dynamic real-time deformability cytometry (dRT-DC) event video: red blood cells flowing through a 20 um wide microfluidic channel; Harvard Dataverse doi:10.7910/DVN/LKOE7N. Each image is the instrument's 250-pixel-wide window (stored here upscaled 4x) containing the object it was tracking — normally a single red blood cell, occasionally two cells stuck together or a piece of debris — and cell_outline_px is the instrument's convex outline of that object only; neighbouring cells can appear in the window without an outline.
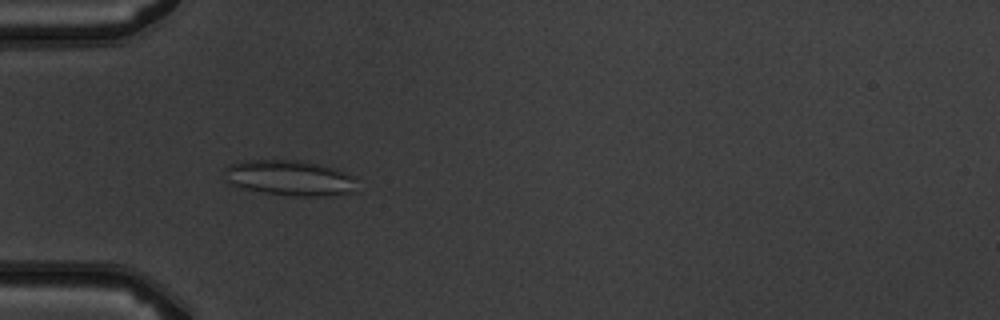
{"species": "common noctule bat (a hibernating species)", "species_latin": "Nyctalus noctula", "temperature_condition": "warm", "stored_images_in_passage": 8, "camera_frame_rate_fps": 3000, "um_per_image_px": 0.085, "animal": {"sex": "male", "body_mass_g": 19.5, "forearm_length_mm": 54.6}, "frame": {"image": 1, "passage_image": 4, "time_ms": 3.333, "image_size_px": [1000, 320], "cell_outline_px": [[356, 192], [332, 196], [292, 196], [264, 192], [244, 188], [228, 184], [224, 180], [224, 168], [228, 164], [244, 160], [300, 160], [320, 164], [336, 168], [356, 176]], "centroid_in_image_um": [24.65, 15.12], "position_along_channel_um": 60.4, "area_um2": 28.03}}
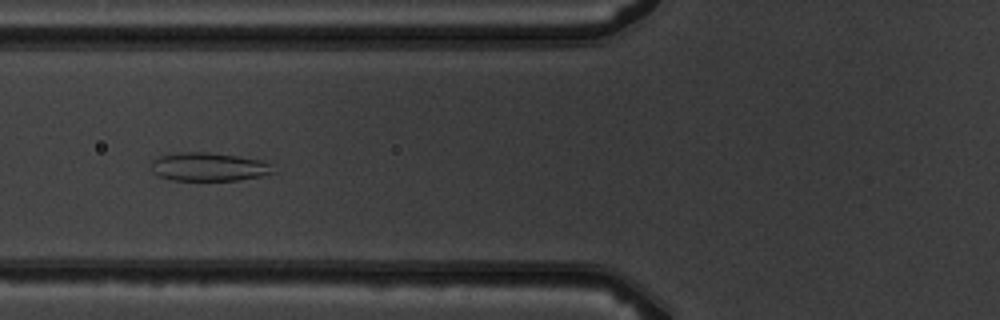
{"frame": {"image": 2, "passage_image": 5, "time_ms": 4.667, "image_size_px": [1000, 320], "cell_outline_px": [[276, 172], [260, 176], [236, 180], [172, 180], [160, 176], [152, 172], [152, 160], [160, 156], [180, 152], [208, 152], [264, 160], [272, 164]], "centroid_in_image_um": [17.78, 14.18], "position_along_channel_um": 108.0, "area_um2": 20.23}}
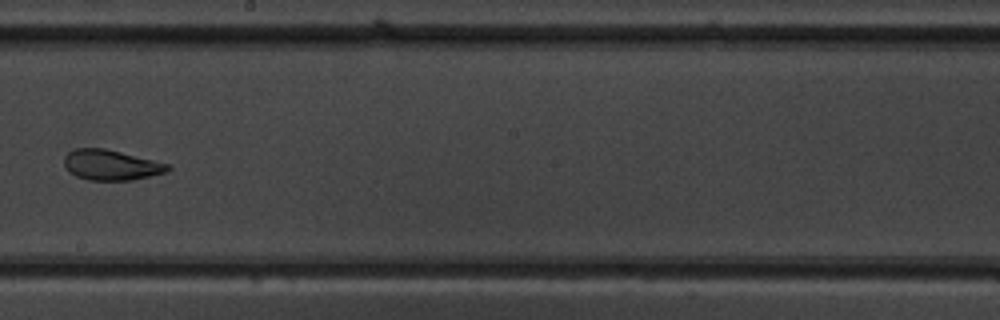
{"frame": {"image": 3, "passage_image": 8, "time_ms": 8.0, "image_size_px": [1000, 320], "cell_outline_px": [[172, 168], [168, 172], [132, 180], [88, 180], [76, 176], [68, 172], [64, 164], [64, 156], [68, 152], [76, 148], [104, 148], [168, 164]], "centroid_in_image_um": [9.41, 14.03], "position_along_channel_um": 238.8, "area_um2": 18.26}}